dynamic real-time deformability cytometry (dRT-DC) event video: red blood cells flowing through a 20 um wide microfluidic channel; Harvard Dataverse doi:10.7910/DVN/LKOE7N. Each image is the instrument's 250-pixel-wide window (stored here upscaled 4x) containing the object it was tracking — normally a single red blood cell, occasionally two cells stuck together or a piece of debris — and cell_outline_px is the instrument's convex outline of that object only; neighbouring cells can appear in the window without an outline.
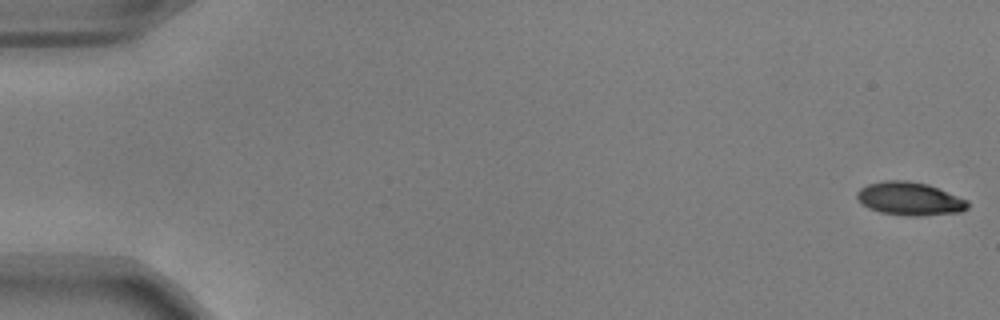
{"species": "common noctule bat (a hibernating species)", "species_latin": "Nyctalus noctula", "temperature_condition": "warm", "stored_images_in_passage": 30, "camera_frame_rate_fps": 3000, "um_per_image_px": 0.085, "animal": {"sex": "male", "body_mass_g": 17.9, "forearm_length_mm": 54.2}, "frame": {"image": 1, "passage_image": 1, "time_ms": 0.0, "image_size_px": [1000, 320], "cell_outline_px": [[968, 208], [960, 212], [916, 216], [908, 216], [880, 212], [868, 208], [856, 196], [856, 192], [860, 188], [868, 184], [884, 180], [908, 180], [928, 184], [968, 200]], "centroid_in_image_um": [77.32, 16.88], "position_along_channel_um": 7.7, "area_um2": 21.39}}
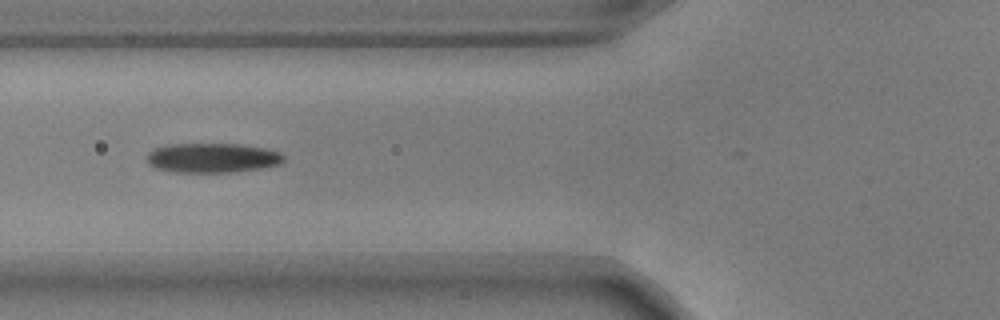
{"frame": {"image": 2, "passage_image": 21, "time_ms": 6.667, "image_size_px": [1000, 320], "cell_outline_px": [[284, 160], [280, 164], [260, 168], [232, 172], [176, 172], [156, 168], [148, 164], [148, 152], [152, 148], [168, 144], [240, 144], [264, 148], [280, 152], [284, 156]], "centroid_in_image_um": [18.03, 13.41], "position_along_channel_um": 107.8, "area_um2": 23.58}}
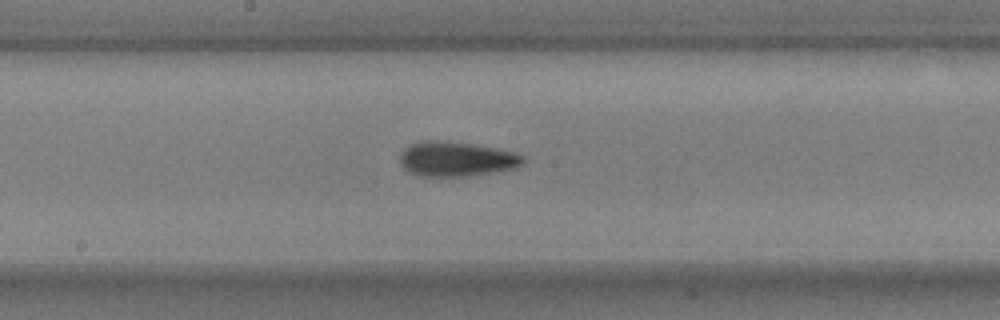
{"frame": {"image": 3, "passage_image": 29, "time_ms": 9.333, "image_size_px": [1000, 320], "cell_outline_px": [[524, 164], [516, 168], [468, 176], [420, 176], [404, 168], [400, 164], [400, 152], [408, 144], [420, 140], [444, 140], [472, 144], [496, 148], [512, 152], [524, 156]], "centroid_in_image_um": [38.76, 13.5], "position_along_channel_um": 209.4, "area_um2": 25.09}}